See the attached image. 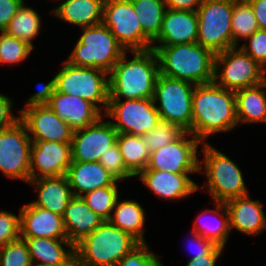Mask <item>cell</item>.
<instances>
[{
	"mask_svg": "<svg viewBox=\"0 0 266 266\" xmlns=\"http://www.w3.org/2000/svg\"><path fill=\"white\" fill-rule=\"evenodd\" d=\"M18 113L32 141L71 143L74 130L47 104L22 108Z\"/></svg>",
	"mask_w": 266,
	"mask_h": 266,
	"instance_id": "2e32d148",
	"label": "cell"
},
{
	"mask_svg": "<svg viewBox=\"0 0 266 266\" xmlns=\"http://www.w3.org/2000/svg\"><path fill=\"white\" fill-rule=\"evenodd\" d=\"M254 10L259 29L266 30V0H247Z\"/></svg>",
	"mask_w": 266,
	"mask_h": 266,
	"instance_id": "681fc988",
	"label": "cell"
},
{
	"mask_svg": "<svg viewBox=\"0 0 266 266\" xmlns=\"http://www.w3.org/2000/svg\"><path fill=\"white\" fill-rule=\"evenodd\" d=\"M103 115L112 119L110 122L118 133L136 136L145 135L161 121L153 98L109 99Z\"/></svg>",
	"mask_w": 266,
	"mask_h": 266,
	"instance_id": "8fae6325",
	"label": "cell"
},
{
	"mask_svg": "<svg viewBox=\"0 0 266 266\" xmlns=\"http://www.w3.org/2000/svg\"><path fill=\"white\" fill-rule=\"evenodd\" d=\"M102 115L94 124L73 131L72 162H96L116 143L118 132Z\"/></svg>",
	"mask_w": 266,
	"mask_h": 266,
	"instance_id": "9a60e30c",
	"label": "cell"
},
{
	"mask_svg": "<svg viewBox=\"0 0 266 266\" xmlns=\"http://www.w3.org/2000/svg\"><path fill=\"white\" fill-rule=\"evenodd\" d=\"M41 16L32 6L28 7L25 2L18 9L16 15L11 19L8 27L4 32L27 42L35 48L32 41L38 36L41 29Z\"/></svg>",
	"mask_w": 266,
	"mask_h": 266,
	"instance_id": "d6a6232c",
	"label": "cell"
},
{
	"mask_svg": "<svg viewBox=\"0 0 266 266\" xmlns=\"http://www.w3.org/2000/svg\"><path fill=\"white\" fill-rule=\"evenodd\" d=\"M233 0H203L196 10L197 43L215 54L232 47Z\"/></svg>",
	"mask_w": 266,
	"mask_h": 266,
	"instance_id": "30bf717a",
	"label": "cell"
},
{
	"mask_svg": "<svg viewBox=\"0 0 266 266\" xmlns=\"http://www.w3.org/2000/svg\"><path fill=\"white\" fill-rule=\"evenodd\" d=\"M34 48L27 42L13 37L6 32H0V65H13L28 58Z\"/></svg>",
	"mask_w": 266,
	"mask_h": 266,
	"instance_id": "d590c367",
	"label": "cell"
},
{
	"mask_svg": "<svg viewBox=\"0 0 266 266\" xmlns=\"http://www.w3.org/2000/svg\"><path fill=\"white\" fill-rule=\"evenodd\" d=\"M28 184L37 190L36 200L31 202L33 205L61 216L73 197L66 175L30 179Z\"/></svg>",
	"mask_w": 266,
	"mask_h": 266,
	"instance_id": "d4e9b609",
	"label": "cell"
},
{
	"mask_svg": "<svg viewBox=\"0 0 266 266\" xmlns=\"http://www.w3.org/2000/svg\"><path fill=\"white\" fill-rule=\"evenodd\" d=\"M199 145H202V142L189 131H185L174 142L150 153L145 170L199 173Z\"/></svg>",
	"mask_w": 266,
	"mask_h": 266,
	"instance_id": "4fadbf2b",
	"label": "cell"
},
{
	"mask_svg": "<svg viewBox=\"0 0 266 266\" xmlns=\"http://www.w3.org/2000/svg\"><path fill=\"white\" fill-rule=\"evenodd\" d=\"M265 74L266 70L239 46L215 55L214 82L224 89L236 91L260 85L266 81Z\"/></svg>",
	"mask_w": 266,
	"mask_h": 266,
	"instance_id": "9c48e42d",
	"label": "cell"
},
{
	"mask_svg": "<svg viewBox=\"0 0 266 266\" xmlns=\"http://www.w3.org/2000/svg\"><path fill=\"white\" fill-rule=\"evenodd\" d=\"M13 100L0 93V131L13 126L20 120V115L16 116L12 112Z\"/></svg>",
	"mask_w": 266,
	"mask_h": 266,
	"instance_id": "ee69618b",
	"label": "cell"
},
{
	"mask_svg": "<svg viewBox=\"0 0 266 266\" xmlns=\"http://www.w3.org/2000/svg\"><path fill=\"white\" fill-rule=\"evenodd\" d=\"M62 218L68 240L74 246L105 221L88 207L81 196L71 198Z\"/></svg>",
	"mask_w": 266,
	"mask_h": 266,
	"instance_id": "484cf974",
	"label": "cell"
},
{
	"mask_svg": "<svg viewBox=\"0 0 266 266\" xmlns=\"http://www.w3.org/2000/svg\"><path fill=\"white\" fill-rule=\"evenodd\" d=\"M198 19L196 11L165 10L162 28L152 45L197 43ZM155 43V44H153Z\"/></svg>",
	"mask_w": 266,
	"mask_h": 266,
	"instance_id": "7402d4cb",
	"label": "cell"
},
{
	"mask_svg": "<svg viewBox=\"0 0 266 266\" xmlns=\"http://www.w3.org/2000/svg\"><path fill=\"white\" fill-rule=\"evenodd\" d=\"M185 130L179 125L161 120L151 131L143 135L145 145L150 153L174 142Z\"/></svg>",
	"mask_w": 266,
	"mask_h": 266,
	"instance_id": "8d00e7d4",
	"label": "cell"
},
{
	"mask_svg": "<svg viewBox=\"0 0 266 266\" xmlns=\"http://www.w3.org/2000/svg\"><path fill=\"white\" fill-rule=\"evenodd\" d=\"M20 238L68 239L63 218L32 203L19 208Z\"/></svg>",
	"mask_w": 266,
	"mask_h": 266,
	"instance_id": "ac0fdd59",
	"label": "cell"
},
{
	"mask_svg": "<svg viewBox=\"0 0 266 266\" xmlns=\"http://www.w3.org/2000/svg\"><path fill=\"white\" fill-rule=\"evenodd\" d=\"M143 30V50L151 49L152 42L158 37L166 4L164 0H131Z\"/></svg>",
	"mask_w": 266,
	"mask_h": 266,
	"instance_id": "4dcf8cb0",
	"label": "cell"
},
{
	"mask_svg": "<svg viewBox=\"0 0 266 266\" xmlns=\"http://www.w3.org/2000/svg\"><path fill=\"white\" fill-rule=\"evenodd\" d=\"M118 182L120 181L116 180L111 186L99 188L81 196L88 207L105 221L110 219L119 197Z\"/></svg>",
	"mask_w": 266,
	"mask_h": 266,
	"instance_id": "e575fe53",
	"label": "cell"
},
{
	"mask_svg": "<svg viewBox=\"0 0 266 266\" xmlns=\"http://www.w3.org/2000/svg\"><path fill=\"white\" fill-rule=\"evenodd\" d=\"M20 238V215L0 211V247Z\"/></svg>",
	"mask_w": 266,
	"mask_h": 266,
	"instance_id": "b9f144b4",
	"label": "cell"
},
{
	"mask_svg": "<svg viewBox=\"0 0 266 266\" xmlns=\"http://www.w3.org/2000/svg\"><path fill=\"white\" fill-rule=\"evenodd\" d=\"M244 41L239 47L266 70V30L258 29Z\"/></svg>",
	"mask_w": 266,
	"mask_h": 266,
	"instance_id": "60d3db41",
	"label": "cell"
},
{
	"mask_svg": "<svg viewBox=\"0 0 266 266\" xmlns=\"http://www.w3.org/2000/svg\"><path fill=\"white\" fill-rule=\"evenodd\" d=\"M117 181H125L135 177L125 166L117 142L99 158V161Z\"/></svg>",
	"mask_w": 266,
	"mask_h": 266,
	"instance_id": "f35d334b",
	"label": "cell"
},
{
	"mask_svg": "<svg viewBox=\"0 0 266 266\" xmlns=\"http://www.w3.org/2000/svg\"><path fill=\"white\" fill-rule=\"evenodd\" d=\"M159 59L160 74L194 85L214 81L215 53L198 43L152 45Z\"/></svg>",
	"mask_w": 266,
	"mask_h": 266,
	"instance_id": "3957f363",
	"label": "cell"
},
{
	"mask_svg": "<svg viewBox=\"0 0 266 266\" xmlns=\"http://www.w3.org/2000/svg\"><path fill=\"white\" fill-rule=\"evenodd\" d=\"M194 87L195 85L191 82L166 77L159 73L153 96L160 119L177 124L191 134Z\"/></svg>",
	"mask_w": 266,
	"mask_h": 266,
	"instance_id": "ba28073f",
	"label": "cell"
},
{
	"mask_svg": "<svg viewBox=\"0 0 266 266\" xmlns=\"http://www.w3.org/2000/svg\"><path fill=\"white\" fill-rule=\"evenodd\" d=\"M127 51L109 73V99H149L154 96L160 73L159 59L154 49Z\"/></svg>",
	"mask_w": 266,
	"mask_h": 266,
	"instance_id": "7a4b0ae2",
	"label": "cell"
},
{
	"mask_svg": "<svg viewBox=\"0 0 266 266\" xmlns=\"http://www.w3.org/2000/svg\"><path fill=\"white\" fill-rule=\"evenodd\" d=\"M116 142L126 168L136 177L145 170L149 162L150 151L142 136L118 133Z\"/></svg>",
	"mask_w": 266,
	"mask_h": 266,
	"instance_id": "1f68e13d",
	"label": "cell"
},
{
	"mask_svg": "<svg viewBox=\"0 0 266 266\" xmlns=\"http://www.w3.org/2000/svg\"><path fill=\"white\" fill-rule=\"evenodd\" d=\"M224 247L216 246L209 254L189 259L186 266H215Z\"/></svg>",
	"mask_w": 266,
	"mask_h": 266,
	"instance_id": "7dc6e473",
	"label": "cell"
},
{
	"mask_svg": "<svg viewBox=\"0 0 266 266\" xmlns=\"http://www.w3.org/2000/svg\"><path fill=\"white\" fill-rule=\"evenodd\" d=\"M30 179L66 175L72 162L71 143L32 141Z\"/></svg>",
	"mask_w": 266,
	"mask_h": 266,
	"instance_id": "e0dca14e",
	"label": "cell"
},
{
	"mask_svg": "<svg viewBox=\"0 0 266 266\" xmlns=\"http://www.w3.org/2000/svg\"><path fill=\"white\" fill-rule=\"evenodd\" d=\"M192 173H170L157 170H142L137 177L160 199L181 200L203 188L189 176Z\"/></svg>",
	"mask_w": 266,
	"mask_h": 266,
	"instance_id": "d6986e66",
	"label": "cell"
},
{
	"mask_svg": "<svg viewBox=\"0 0 266 266\" xmlns=\"http://www.w3.org/2000/svg\"><path fill=\"white\" fill-rule=\"evenodd\" d=\"M258 29L259 25L250 3L247 0H233L232 47L239 46V39H247Z\"/></svg>",
	"mask_w": 266,
	"mask_h": 266,
	"instance_id": "836d02e7",
	"label": "cell"
},
{
	"mask_svg": "<svg viewBox=\"0 0 266 266\" xmlns=\"http://www.w3.org/2000/svg\"><path fill=\"white\" fill-rule=\"evenodd\" d=\"M82 34L66 61L75 66L99 68L110 73L125 48L103 23L81 28Z\"/></svg>",
	"mask_w": 266,
	"mask_h": 266,
	"instance_id": "8992f818",
	"label": "cell"
},
{
	"mask_svg": "<svg viewBox=\"0 0 266 266\" xmlns=\"http://www.w3.org/2000/svg\"><path fill=\"white\" fill-rule=\"evenodd\" d=\"M225 205L231 230L236 229L242 234L256 236L266 229V214L261 201L251 199L248 194L229 199Z\"/></svg>",
	"mask_w": 266,
	"mask_h": 266,
	"instance_id": "ffe728a7",
	"label": "cell"
},
{
	"mask_svg": "<svg viewBox=\"0 0 266 266\" xmlns=\"http://www.w3.org/2000/svg\"><path fill=\"white\" fill-rule=\"evenodd\" d=\"M154 253L147 243H139L118 262L117 266H164Z\"/></svg>",
	"mask_w": 266,
	"mask_h": 266,
	"instance_id": "ab89813d",
	"label": "cell"
},
{
	"mask_svg": "<svg viewBox=\"0 0 266 266\" xmlns=\"http://www.w3.org/2000/svg\"><path fill=\"white\" fill-rule=\"evenodd\" d=\"M213 204L215 209H205L196 217L195 221H193L194 226L192 230L216 245L225 247L231 233L228 210L225 202L214 201ZM211 213L214 216L213 218H211ZM208 214L209 217L207 216Z\"/></svg>",
	"mask_w": 266,
	"mask_h": 266,
	"instance_id": "83f0119b",
	"label": "cell"
},
{
	"mask_svg": "<svg viewBox=\"0 0 266 266\" xmlns=\"http://www.w3.org/2000/svg\"><path fill=\"white\" fill-rule=\"evenodd\" d=\"M238 125L266 123V81L235 91Z\"/></svg>",
	"mask_w": 266,
	"mask_h": 266,
	"instance_id": "f1b7e54d",
	"label": "cell"
},
{
	"mask_svg": "<svg viewBox=\"0 0 266 266\" xmlns=\"http://www.w3.org/2000/svg\"><path fill=\"white\" fill-rule=\"evenodd\" d=\"M32 143L21 120L0 131V172L5 177L28 183Z\"/></svg>",
	"mask_w": 266,
	"mask_h": 266,
	"instance_id": "7c38bea8",
	"label": "cell"
},
{
	"mask_svg": "<svg viewBox=\"0 0 266 266\" xmlns=\"http://www.w3.org/2000/svg\"><path fill=\"white\" fill-rule=\"evenodd\" d=\"M66 177L73 196H82L87 192L111 186L116 181L98 161L71 162Z\"/></svg>",
	"mask_w": 266,
	"mask_h": 266,
	"instance_id": "cb8c5ba5",
	"label": "cell"
},
{
	"mask_svg": "<svg viewBox=\"0 0 266 266\" xmlns=\"http://www.w3.org/2000/svg\"><path fill=\"white\" fill-rule=\"evenodd\" d=\"M238 127L235 91L214 81L195 85L192 96V134L202 143L212 134Z\"/></svg>",
	"mask_w": 266,
	"mask_h": 266,
	"instance_id": "6da1fadb",
	"label": "cell"
},
{
	"mask_svg": "<svg viewBox=\"0 0 266 266\" xmlns=\"http://www.w3.org/2000/svg\"><path fill=\"white\" fill-rule=\"evenodd\" d=\"M201 150L204 157L200 160L199 171L207 178L202 187L207 188L213 201L226 202L249 194L238 164L209 142L202 143Z\"/></svg>",
	"mask_w": 266,
	"mask_h": 266,
	"instance_id": "5b68a950",
	"label": "cell"
},
{
	"mask_svg": "<svg viewBox=\"0 0 266 266\" xmlns=\"http://www.w3.org/2000/svg\"><path fill=\"white\" fill-rule=\"evenodd\" d=\"M33 266H77V265H40V264H33Z\"/></svg>",
	"mask_w": 266,
	"mask_h": 266,
	"instance_id": "f907efd6",
	"label": "cell"
},
{
	"mask_svg": "<svg viewBox=\"0 0 266 266\" xmlns=\"http://www.w3.org/2000/svg\"><path fill=\"white\" fill-rule=\"evenodd\" d=\"M55 75L56 91L79 96L91 102L101 113L109 103V73L99 68L75 66L63 62Z\"/></svg>",
	"mask_w": 266,
	"mask_h": 266,
	"instance_id": "52a82bcc",
	"label": "cell"
},
{
	"mask_svg": "<svg viewBox=\"0 0 266 266\" xmlns=\"http://www.w3.org/2000/svg\"><path fill=\"white\" fill-rule=\"evenodd\" d=\"M25 0H0V32H4Z\"/></svg>",
	"mask_w": 266,
	"mask_h": 266,
	"instance_id": "f6af8a7d",
	"label": "cell"
},
{
	"mask_svg": "<svg viewBox=\"0 0 266 266\" xmlns=\"http://www.w3.org/2000/svg\"><path fill=\"white\" fill-rule=\"evenodd\" d=\"M139 242L109 221L75 245L77 266H117Z\"/></svg>",
	"mask_w": 266,
	"mask_h": 266,
	"instance_id": "277c9868",
	"label": "cell"
},
{
	"mask_svg": "<svg viewBox=\"0 0 266 266\" xmlns=\"http://www.w3.org/2000/svg\"><path fill=\"white\" fill-rule=\"evenodd\" d=\"M166 8L172 10L196 11L203 0H164Z\"/></svg>",
	"mask_w": 266,
	"mask_h": 266,
	"instance_id": "c3c4849f",
	"label": "cell"
},
{
	"mask_svg": "<svg viewBox=\"0 0 266 266\" xmlns=\"http://www.w3.org/2000/svg\"><path fill=\"white\" fill-rule=\"evenodd\" d=\"M105 0H64L50 10L56 18L85 28L102 23Z\"/></svg>",
	"mask_w": 266,
	"mask_h": 266,
	"instance_id": "4316f807",
	"label": "cell"
},
{
	"mask_svg": "<svg viewBox=\"0 0 266 266\" xmlns=\"http://www.w3.org/2000/svg\"><path fill=\"white\" fill-rule=\"evenodd\" d=\"M102 23L126 51L143 50V30L131 0H105Z\"/></svg>",
	"mask_w": 266,
	"mask_h": 266,
	"instance_id": "5bb4252c",
	"label": "cell"
},
{
	"mask_svg": "<svg viewBox=\"0 0 266 266\" xmlns=\"http://www.w3.org/2000/svg\"><path fill=\"white\" fill-rule=\"evenodd\" d=\"M33 264L77 265L75 246L68 239L22 238ZM66 246V247H65Z\"/></svg>",
	"mask_w": 266,
	"mask_h": 266,
	"instance_id": "603a6c76",
	"label": "cell"
},
{
	"mask_svg": "<svg viewBox=\"0 0 266 266\" xmlns=\"http://www.w3.org/2000/svg\"><path fill=\"white\" fill-rule=\"evenodd\" d=\"M37 88L38 91L26 100L25 108L32 105H44L50 101L56 91L55 75L48 83H38Z\"/></svg>",
	"mask_w": 266,
	"mask_h": 266,
	"instance_id": "7bdbcfd3",
	"label": "cell"
},
{
	"mask_svg": "<svg viewBox=\"0 0 266 266\" xmlns=\"http://www.w3.org/2000/svg\"><path fill=\"white\" fill-rule=\"evenodd\" d=\"M119 199L118 197L108 221L130 234L139 243H146L144 240L146 215L143 206L135 200L125 199L120 201Z\"/></svg>",
	"mask_w": 266,
	"mask_h": 266,
	"instance_id": "f546056e",
	"label": "cell"
},
{
	"mask_svg": "<svg viewBox=\"0 0 266 266\" xmlns=\"http://www.w3.org/2000/svg\"><path fill=\"white\" fill-rule=\"evenodd\" d=\"M191 236H192L190 240L192 243L191 250H194V247H195V250H194L195 254L190 259H195L199 256L207 255L217 246L214 242L202 237L201 235H199L193 230H192Z\"/></svg>",
	"mask_w": 266,
	"mask_h": 266,
	"instance_id": "bcb514c9",
	"label": "cell"
},
{
	"mask_svg": "<svg viewBox=\"0 0 266 266\" xmlns=\"http://www.w3.org/2000/svg\"><path fill=\"white\" fill-rule=\"evenodd\" d=\"M47 105L73 130L94 124L102 115L91 102L74 95L55 91Z\"/></svg>",
	"mask_w": 266,
	"mask_h": 266,
	"instance_id": "44dd1931",
	"label": "cell"
},
{
	"mask_svg": "<svg viewBox=\"0 0 266 266\" xmlns=\"http://www.w3.org/2000/svg\"><path fill=\"white\" fill-rule=\"evenodd\" d=\"M0 266H33L24 239L19 238L0 247Z\"/></svg>",
	"mask_w": 266,
	"mask_h": 266,
	"instance_id": "74e56055",
	"label": "cell"
}]
</instances>
